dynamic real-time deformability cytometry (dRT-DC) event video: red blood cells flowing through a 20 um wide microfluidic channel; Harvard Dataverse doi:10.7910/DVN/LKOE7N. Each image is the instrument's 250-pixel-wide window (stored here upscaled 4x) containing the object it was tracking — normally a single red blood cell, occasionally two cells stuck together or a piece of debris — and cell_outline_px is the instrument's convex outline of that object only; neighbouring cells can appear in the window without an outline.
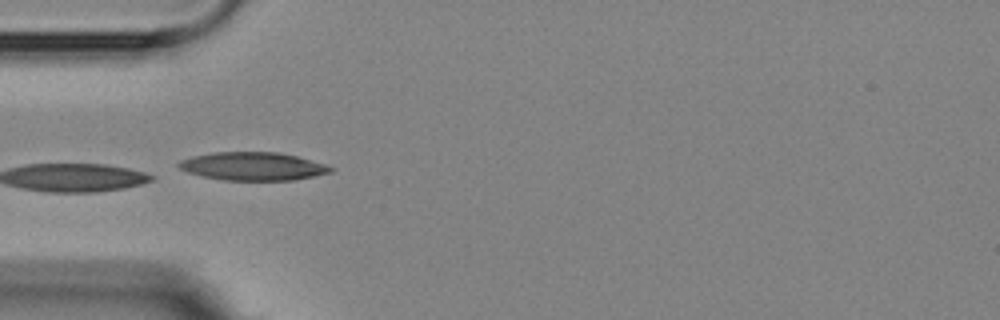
{"species": "Egyptian fruit bat (a non-hibernating species)", "species_latin": "Rousettus aegyptiacus", "temperature_condition": "room temperature", "stored_images_in_passage": 6, "camera_frame_rate_fps": 3000, "um_per_image_px": 0.085, "animal": {"sex": "female"}, "frame": {"image": 1, "passage_image": 5, "time_ms": 4.667, "image_size_px": [1000, 320], "cell_outline_px": [[336, 168], [332, 172], [292, 180], [224, 180], [200, 176], [188, 172], [180, 168], [176, 164], [180, 160], [192, 156], [212, 152], [280, 152], [296, 156], [324, 164]], "centroid_in_image_um": [21.47, 14.13], "position_along_channel_um": 63.5, "area_um2": 24.91}}